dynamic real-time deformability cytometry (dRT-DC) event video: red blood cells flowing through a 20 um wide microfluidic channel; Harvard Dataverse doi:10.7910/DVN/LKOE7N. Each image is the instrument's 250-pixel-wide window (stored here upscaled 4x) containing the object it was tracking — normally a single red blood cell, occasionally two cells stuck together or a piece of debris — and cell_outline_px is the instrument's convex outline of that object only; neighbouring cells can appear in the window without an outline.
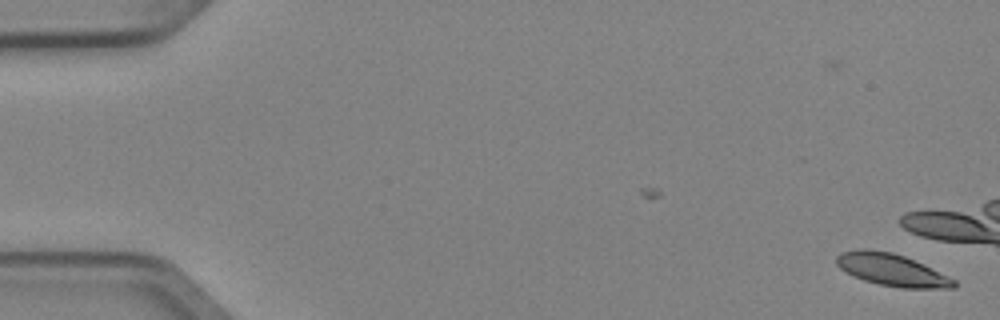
{"species": "Egyptian fruit bat (a non-hibernating species)", "species_latin": "Rousettus aegyptiacus", "temperature_condition": "cold", "stored_images_in_passage": 2, "camera_frame_rate_fps": 3000, "um_per_image_px": 0.085, "animal": {"sex": "female"}, "frame": {"image": 1, "passage_image": 2, "time_ms": 0.333, "image_size_px": [1000, 320], "cell_outline_px": [[956, 288], [900, 288], [880, 284], [864, 280], [840, 268], [836, 264], [836, 256], [840, 252], [860, 248], [868, 248], [892, 252], [904, 256], [924, 264], [956, 280]], "centroid_in_image_um": [75.8, 22.92], "position_along_channel_um": 9.2, "area_um2": 22.02}}